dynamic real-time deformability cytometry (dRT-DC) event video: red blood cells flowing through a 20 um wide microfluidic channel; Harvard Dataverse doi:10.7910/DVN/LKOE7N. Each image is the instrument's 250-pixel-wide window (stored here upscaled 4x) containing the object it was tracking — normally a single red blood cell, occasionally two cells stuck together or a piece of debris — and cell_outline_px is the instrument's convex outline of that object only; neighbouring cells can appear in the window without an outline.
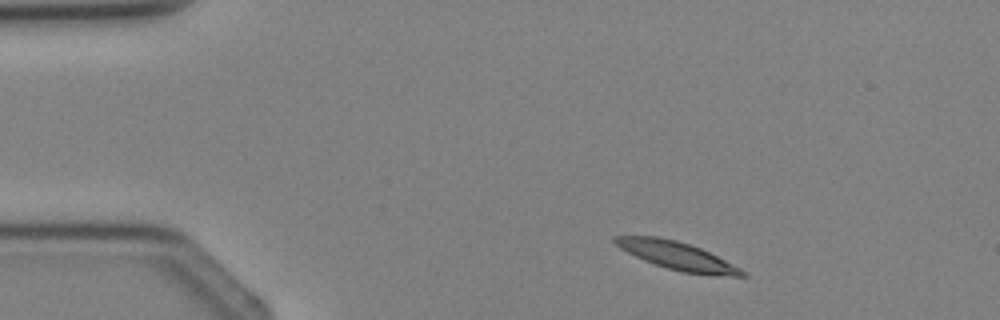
{"species": "Egyptian fruit bat (a non-hibernating species)", "species_latin": "Rousettus aegyptiacus", "temperature_condition": "cold", "stored_images_in_passage": 3, "segment_of_instrument_passage": [1, 2], "camera_frame_rate_fps": 3000, "um_per_image_px": 0.085, "animal": {"sex": "female"}, "frame": {"image": 1, "passage_image": 1, "time_ms": 0.0, "image_size_px": [1000, 320], "cell_outline_px": [[748, 276], [732, 276], [680, 272], [644, 260], [620, 248], [612, 240], [612, 236], [656, 236], [676, 240], [700, 248], [748, 272]], "centroid_in_image_um": [57.54, 21.73], "position_along_channel_um": 27.5, "area_um2": 20.29}}